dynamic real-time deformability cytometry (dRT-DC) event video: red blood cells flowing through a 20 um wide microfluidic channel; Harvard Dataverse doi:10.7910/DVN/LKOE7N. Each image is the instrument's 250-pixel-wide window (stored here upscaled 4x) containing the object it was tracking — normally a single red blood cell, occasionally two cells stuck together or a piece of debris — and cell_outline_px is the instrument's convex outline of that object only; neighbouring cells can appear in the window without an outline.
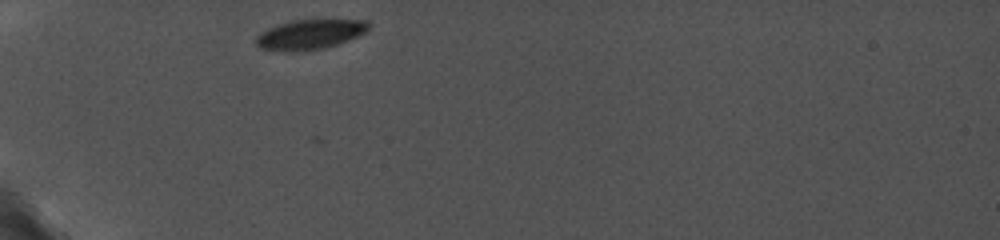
{"species": "common noctule bat (a hibernating species)", "species_latin": "Nyctalus noctula", "temperature_condition": "cold", "stored_images_in_passage": 33, "camera_frame_rate_fps": 5000, "um_per_image_px": 0.085, "animal": {"sex": "female", "body_mass_g": 19.0, "forearm_length_mm": 56.7}, "frame": {"image": 1, "passage_image": 1, "time_ms": 0.0, "image_size_px": [1000, 240], "cell_outline_px": [[372, 24], [368, 32], [348, 40], [324, 48], [296, 52], [292, 52], [260, 48], [256, 44], [256, 36], [260, 32], [268, 28], [292, 20], [368, 20]], "centroid_in_image_um": [26.38, 2.92], "position_along_channel_um": 58.6, "area_um2": 19.65}}
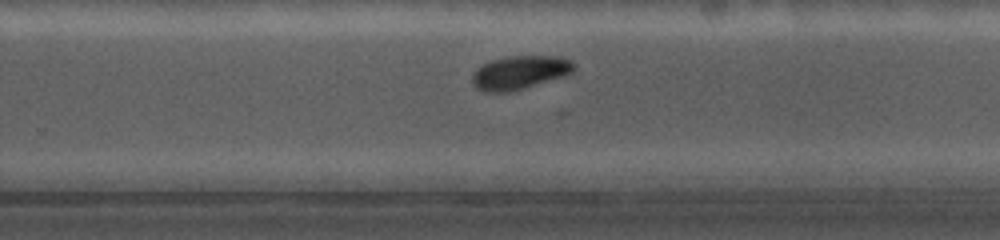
{"frame": {"image": 2, "passage_image": 17, "time_ms": 6.6, "image_size_px": [1000, 240], "cell_outline_px": [[572, 72], [564, 76], [508, 92], [484, 92], [476, 88], [472, 84], [472, 76], [476, 68], [492, 60], [512, 56], [556, 56], [568, 60], [572, 64]], "centroid_in_image_um": [44.11, 6.17], "position_along_channel_um": 285.7, "area_um2": 19.42}}
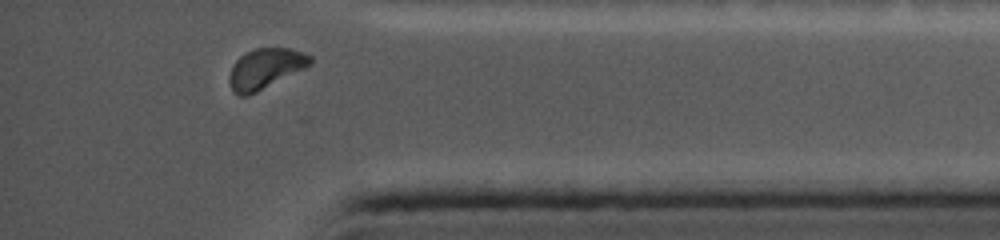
{"frame": {"image": 3, "passage_image": 30, "time_ms": 10.0, "image_size_px": [1000, 240], "cell_outline_px": [[312, 64], [248, 96], [240, 96], [232, 88], [228, 80], [228, 76], [236, 60], [240, 56], [256, 48], [288, 48], [304, 52], [312, 56]], "centroid_in_image_um": [22.56, 5.82], "position_along_channel_um": 412.6, "area_um2": 18.67}}